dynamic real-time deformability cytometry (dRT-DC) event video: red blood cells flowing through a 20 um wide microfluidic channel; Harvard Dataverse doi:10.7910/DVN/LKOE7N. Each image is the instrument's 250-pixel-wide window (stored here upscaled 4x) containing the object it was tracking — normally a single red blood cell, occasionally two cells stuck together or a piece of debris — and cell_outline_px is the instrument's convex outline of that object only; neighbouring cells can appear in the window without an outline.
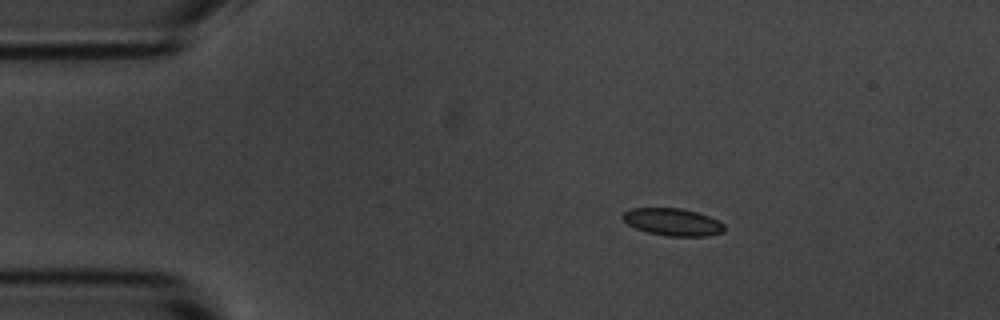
{"species": "common noctule bat (a hibernating species)", "species_latin": "Nyctalus noctula", "temperature_condition": "room temperature", "stored_images_in_passage": 3, "camera_frame_rate_fps": 3000, "um_per_image_px": 0.085, "animal": {"sex": "male", "body_mass_g": 20.1, "forearm_length_mm": 53.5}, "frame": {"image": 1, "passage_image": 1, "time_ms": 0.0, "image_size_px": [1000, 320], "cell_outline_px": [[724, 232], [708, 236], [668, 236], [648, 232], [636, 228], [628, 224], [620, 216], [624, 212], [632, 208], [680, 208], [696, 212], [708, 216], [724, 224]], "centroid_in_image_um": [57.17, 18.87], "position_along_channel_um": 27.8, "area_um2": 16.07}}
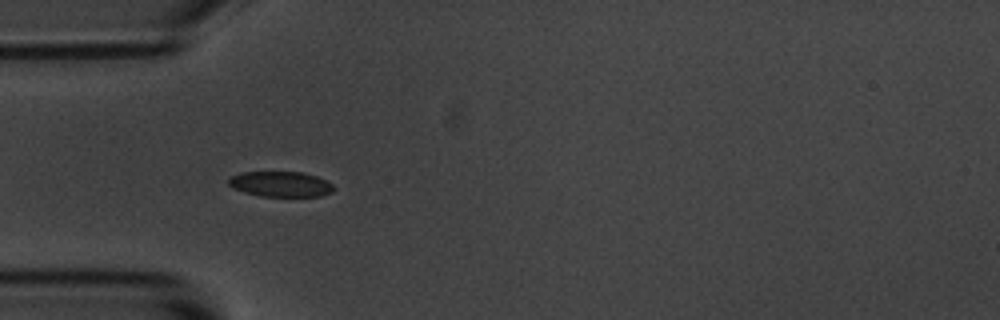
{"frame": {"image": 2, "passage_image": 2, "time_ms": 2.333, "image_size_px": [1000, 320], "cell_outline_px": [[332, 192], [320, 196], [260, 196], [244, 192], [232, 188], [228, 184], [228, 176], [240, 172], [304, 172], [316, 176], [332, 184]], "centroid_in_image_um": [23.78, 15.64], "position_along_channel_um": 61.2, "area_um2": 15.55}}